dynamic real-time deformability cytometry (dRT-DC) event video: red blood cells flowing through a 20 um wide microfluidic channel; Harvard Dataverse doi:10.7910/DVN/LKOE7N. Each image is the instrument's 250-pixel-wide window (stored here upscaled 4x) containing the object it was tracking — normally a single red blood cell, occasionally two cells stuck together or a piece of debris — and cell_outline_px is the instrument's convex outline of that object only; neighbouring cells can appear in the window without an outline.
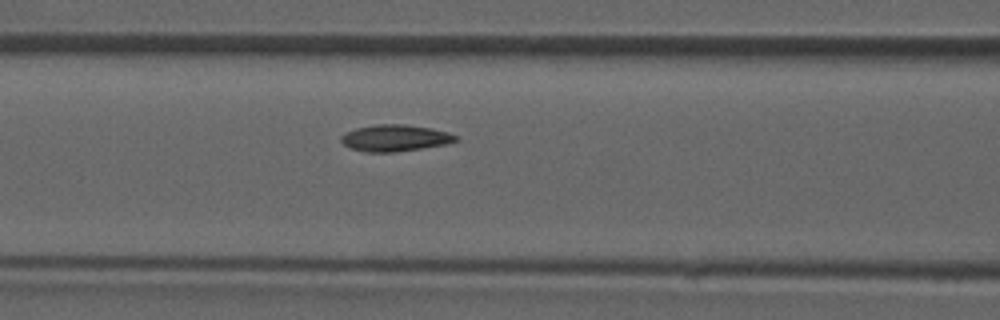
{"species": "common noctule bat (a hibernating species)", "species_latin": "Nyctalus noctula", "temperature_condition": "room temperature", "stored_images_in_passage": 47, "camera_frame_rate_fps": 3000, "um_per_image_px": 0.085, "animal": {"sex": "male", "forearm_length_mm": 52.5}, "frame": {"image": 1, "passage_image": 21, "time_ms": 6.667, "image_size_px": [1000, 320], "cell_outline_px": [[456, 140], [448, 144], [396, 152], [364, 152], [348, 148], [340, 140], [340, 136], [356, 128], [376, 124], [404, 124], [432, 128], [448, 132], [456, 136]], "centroid_in_image_um": [33.55, 11.73], "position_along_channel_um": 133.0, "area_um2": 17.8}}